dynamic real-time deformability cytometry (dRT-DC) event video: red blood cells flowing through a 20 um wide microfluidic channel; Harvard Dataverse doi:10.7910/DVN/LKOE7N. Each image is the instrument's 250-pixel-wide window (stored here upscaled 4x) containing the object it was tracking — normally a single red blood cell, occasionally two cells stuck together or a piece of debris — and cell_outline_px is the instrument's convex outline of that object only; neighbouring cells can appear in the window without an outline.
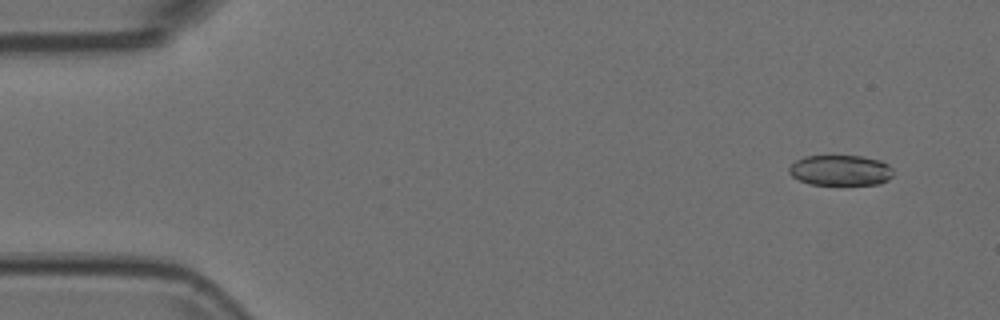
{"species": "Egyptian fruit bat (a non-hibernating species)", "species_latin": "Rousettus aegyptiacus", "temperature_condition": "room temperature", "stored_images_in_passage": 54, "camera_frame_rate_fps": 3000, "um_per_image_px": 0.085, "animal": {"sex": "female"}, "frame": {"image": 1, "passage_image": 4, "time_ms": 1.0, "image_size_px": [1000, 320], "cell_outline_px": [[892, 176], [888, 180], [880, 184], [812, 184], [800, 180], [792, 176], [788, 172], [788, 168], [796, 160], [804, 156], [864, 156], [880, 160], [888, 164], [892, 168]], "centroid_in_image_um": [71.45, 14.47], "position_along_channel_um": 13.5, "area_um2": 18.5}}
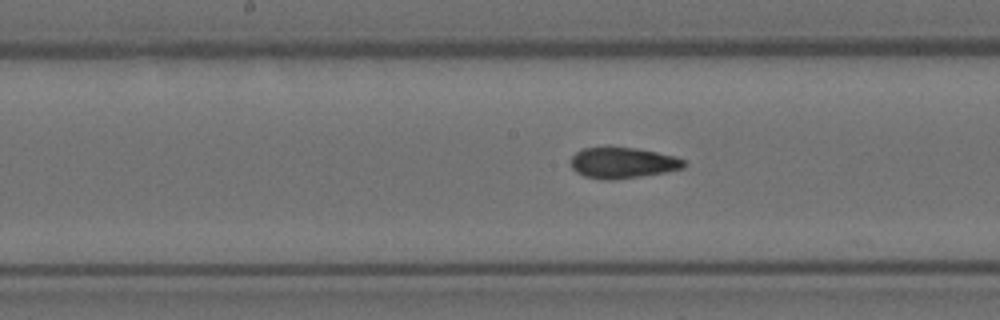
{"frame": {"image": 2, "passage_image": 27, "time_ms": 8.667, "image_size_px": [1000, 320], "cell_outline_px": [[688, 164], [684, 168], [664, 172], [640, 176], [612, 180], [604, 180], [584, 176], [576, 172], [572, 168], [572, 156], [576, 152], [584, 148], [604, 144], [608, 144], [636, 148], [676, 156], [684, 160]], "centroid_in_image_um": [52.91, 13.8], "position_along_channel_um": 195.3, "area_um2": 20.98}}
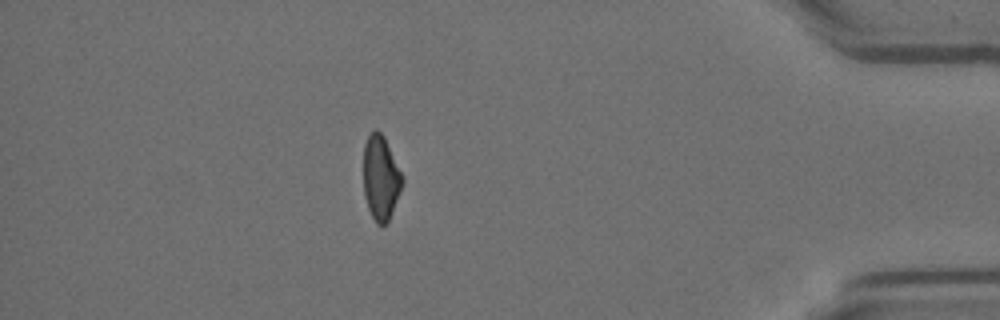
{"frame": {"image": 3, "passage_image": 47, "time_ms": 15.333, "image_size_px": [1000, 320], "cell_outline_px": [[404, 180], [392, 212], [388, 220], [384, 224], [376, 224], [368, 208], [364, 196], [364, 144], [368, 136], [376, 128], [384, 136], [404, 176]], "centroid_in_image_um": [32.37, 15.09], "position_along_channel_um": 402.8, "area_um2": 19.07}}